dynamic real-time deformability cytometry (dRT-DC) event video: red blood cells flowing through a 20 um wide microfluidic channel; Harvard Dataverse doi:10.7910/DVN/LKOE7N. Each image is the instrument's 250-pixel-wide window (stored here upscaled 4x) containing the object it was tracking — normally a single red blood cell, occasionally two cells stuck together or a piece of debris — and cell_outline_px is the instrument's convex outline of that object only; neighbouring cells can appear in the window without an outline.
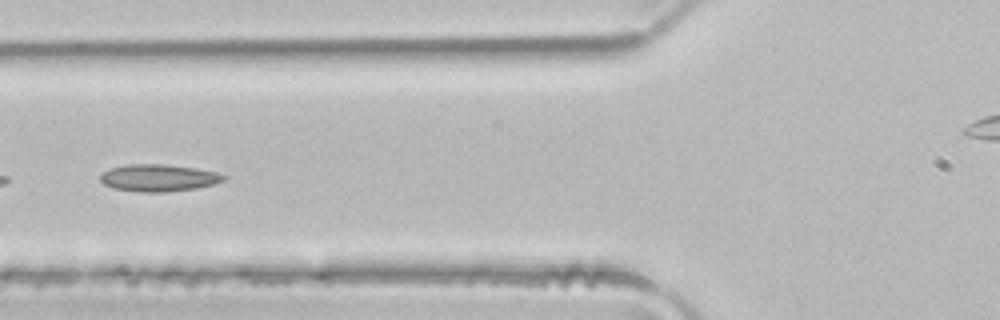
{"species": "common noctule bat (a hibernating species)", "species_latin": "Nyctalus noctula", "temperature_condition": "room temperature", "stored_images_in_passage": 5, "camera_frame_rate_fps": 3000, "um_per_image_px": 0.085, "animal": {"sex": "male", "body_mass_g": 21.5, "forearm_length_mm": 52.0}, "frame": {"image": 1, "passage_image": 5, "time_ms": 1.333, "image_size_px": [1000, 320], "cell_outline_px": [[228, 176], [224, 180], [212, 184], [196, 188], [164, 192], [140, 192], [112, 188], [104, 184], [100, 180], [100, 176], [108, 168], [128, 164], [164, 164], [196, 168], [216, 172]], "centroid_in_image_um": [13.45, 15.11], "position_along_channel_um": 112.3, "area_um2": 19.48}}